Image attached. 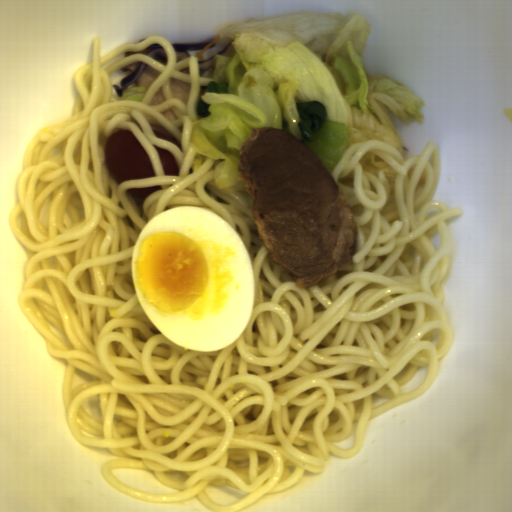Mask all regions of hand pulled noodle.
I'll return each instance as SVG.
<instances>
[{
  "mask_svg": "<svg viewBox=\"0 0 512 512\" xmlns=\"http://www.w3.org/2000/svg\"><path fill=\"white\" fill-rule=\"evenodd\" d=\"M160 44L167 66L124 51ZM162 73L143 101L113 97L110 74L132 63ZM171 77L191 83L188 106L172 98ZM71 116L34 133L14 182L8 227L25 247L17 305L43 337L51 357L68 363L62 380L66 425L78 443L106 448L114 460L100 472L136 499L174 503L196 496L211 511L240 512L267 493H280L305 472L323 473L333 456L362 449L369 421L413 401L436 382L439 359L453 335L441 305L451 243L445 220L464 214L435 195L440 150L431 140L404 158L378 140L356 142L331 176L354 217L352 264L301 288L265 250L245 189L222 191L219 162L205 155L189 173L190 144L201 87L198 56L177 62L170 41L149 36L122 43L72 75ZM161 88L165 102L149 104ZM172 109L178 119L162 113ZM169 131L183 151L154 135ZM130 130L149 155L154 176L115 182L103 144ZM155 147L171 151L180 174L165 175ZM377 154L396 172H364L359 160ZM160 185L146 199L130 188ZM179 206L220 215L251 259L255 299L250 321L229 347L199 352L175 345L149 321L135 291L132 256L140 231ZM422 385L403 393L418 367ZM138 468L182 490L150 494L116 478ZM244 490L220 505L208 485Z\"/></svg>",
  "mask_w": 512,
  "mask_h": 512,
  "instance_id": "obj_1",
  "label": "hand pulled noodle"
}]
</instances>
